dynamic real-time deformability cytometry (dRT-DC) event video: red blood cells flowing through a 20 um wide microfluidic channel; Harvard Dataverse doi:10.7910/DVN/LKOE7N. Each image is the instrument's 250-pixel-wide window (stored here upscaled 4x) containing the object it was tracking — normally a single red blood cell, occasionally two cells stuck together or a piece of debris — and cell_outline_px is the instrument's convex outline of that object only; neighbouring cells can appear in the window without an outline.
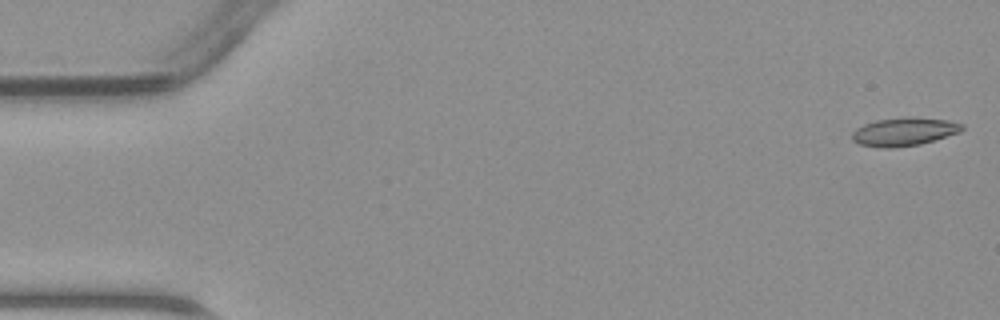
{"species": "common noctule bat (a hibernating species)", "species_latin": "Nyctalus noctula", "temperature_condition": "warm", "stored_images_in_passage": 47, "camera_frame_rate_fps": 3000, "um_per_image_px": 0.085, "animal": {"sex": "male", "body_mass_g": 23.1, "forearm_length_mm": 52.7}, "frame": {"image": 1, "passage_image": 1, "time_ms": 0.0, "image_size_px": [1000, 320], "cell_outline_px": [[964, 128], [960, 132], [920, 144], [892, 148], [884, 148], [860, 144], [852, 140], [852, 132], [856, 128], [864, 124], [876, 120], [908, 116], [948, 120], [964, 124]], "centroid_in_image_um": [76.85, 11.18], "position_along_channel_um": 8.2, "area_um2": 18.15}}
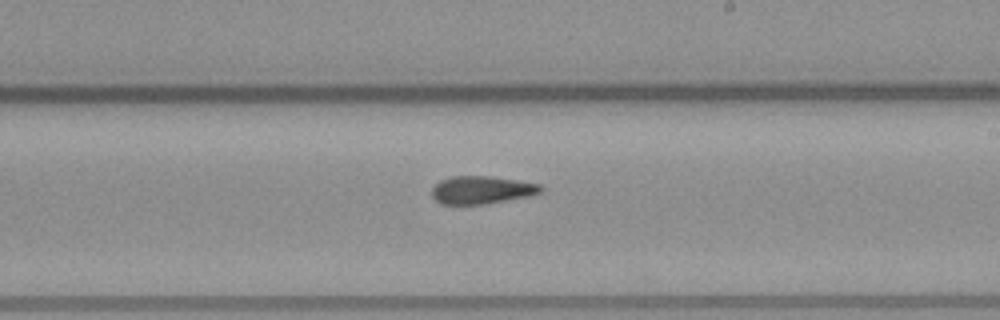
{"frame": {"image": 2, "passage_image": 27, "time_ms": 8.667, "image_size_px": [1000, 320], "cell_outline_px": [[544, 188], [540, 192], [532, 196], [484, 204], [440, 204], [432, 196], [432, 188], [440, 180], [452, 176], [488, 176], [516, 180], [540, 184]], "centroid_in_image_um": [40.95, 16.15], "position_along_channel_um": 248.1, "area_um2": 17.69}}
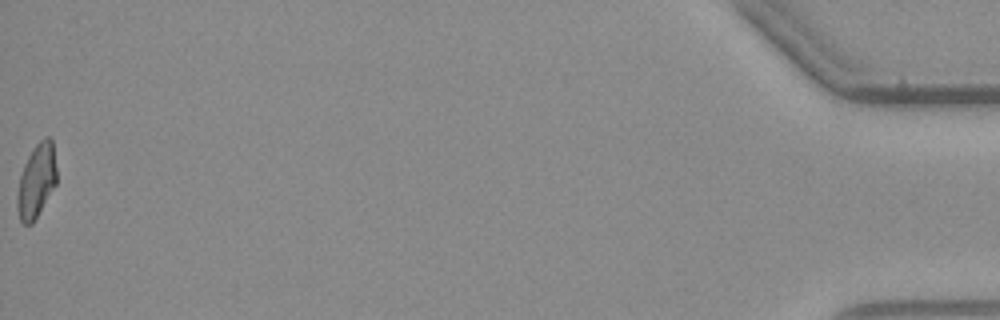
{"frame": {"image": 3, "passage_image": 47, "time_ms": 15.333, "image_size_px": [1000, 320], "cell_outline_px": [[56, 184], [32, 224], [24, 224], [20, 220], [16, 208], [16, 196], [20, 176], [24, 164], [28, 156], [36, 144], [44, 136], [48, 136], [52, 140], [56, 168]], "centroid_in_image_um": [3.08, 15.37], "position_along_channel_um": 432.1, "area_um2": 16.88}}